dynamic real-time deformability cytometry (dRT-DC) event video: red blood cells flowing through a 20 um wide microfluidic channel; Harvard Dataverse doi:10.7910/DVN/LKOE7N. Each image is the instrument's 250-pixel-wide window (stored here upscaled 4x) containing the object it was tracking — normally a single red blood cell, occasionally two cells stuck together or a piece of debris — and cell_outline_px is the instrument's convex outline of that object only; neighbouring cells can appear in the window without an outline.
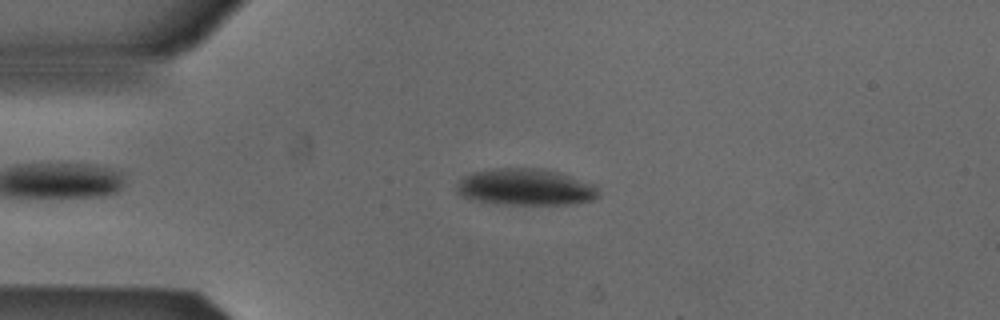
{"species": "Egyptian fruit bat (a non-hibernating species)", "species_latin": "Rousettus aegyptiacus", "temperature_condition": "cold", "stored_images_in_passage": 5, "camera_frame_rate_fps": 3000, "um_per_image_px": 0.085, "animal": {"sex": "male"}, "frame": {"image": 1, "passage_image": 3, "time_ms": 0.667, "image_size_px": [1000, 320], "cell_outline_px": [[600, 196], [592, 200], [568, 204], [508, 204], [472, 200], [460, 196], [456, 192], [456, 184], [464, 176], [472, 172], [496, 168], [540, 168], [560, 172], [592, 184], [596, 188]], "centroid_in_image_um": [44.62, 15.9], "position_along_channel_um": 40.4, "area_um2": 30.23}}
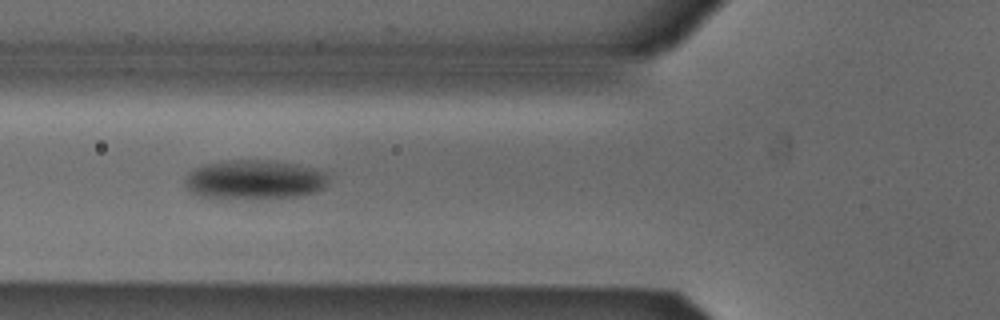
{"frame": {"image": 2, "passage_image": 5, "time_ms": 1.333, "image_size_px": [1000, 320], "cell_outline_px": [[328, 184], [324, 188], [316, 192], [296, 196], [252, 200], [200, 196], [188, 192], [184, 188], [184, 180], [188, 172], [204, 164], [228, 160], [268, 160], [296, 164], [312, 168], [324, 172]], "centroid_in_image_um": [21.56, 15.29], "position_along_channel_um": 104.2, "area_um2": 33.35}}